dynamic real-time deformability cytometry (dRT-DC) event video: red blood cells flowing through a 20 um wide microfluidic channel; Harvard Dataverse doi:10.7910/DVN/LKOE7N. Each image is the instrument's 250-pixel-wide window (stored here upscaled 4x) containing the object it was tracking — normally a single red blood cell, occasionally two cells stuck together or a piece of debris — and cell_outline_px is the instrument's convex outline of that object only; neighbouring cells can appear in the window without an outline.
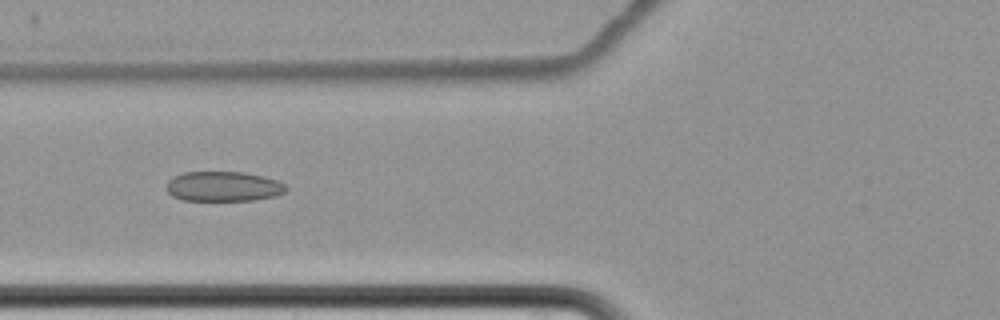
{"species": "common noctule bat (a hibernating species)", "species_latin": "Nyctalus noctula", "temperature_condition": "cold", "stored_images_in_passage": 7, "camera_frame_rate_fps": 3000, "um_per_image_px": 0.085, "animal": {"sex": "female", "body_mass_g": 22.7, "forearm_length_mm": 54.2}, "frame": {"image": 1, "passage_image": 5, "time_ms": 5.0, "image_size_px": [1000, 320], "cell_outline_px": [[288, 188], [284, 192], [276, 196], [252, 200], [184, 200], [172, 196], [168, 192], [168, 180], [172, 176], [184, 172], [244, 172], [264, 176], [276, 180], [284, 184]], "centroid_in_image_um": [18.99, 15.84], "position_along_channel_um": 106.8, "area_um2": 20.81}}
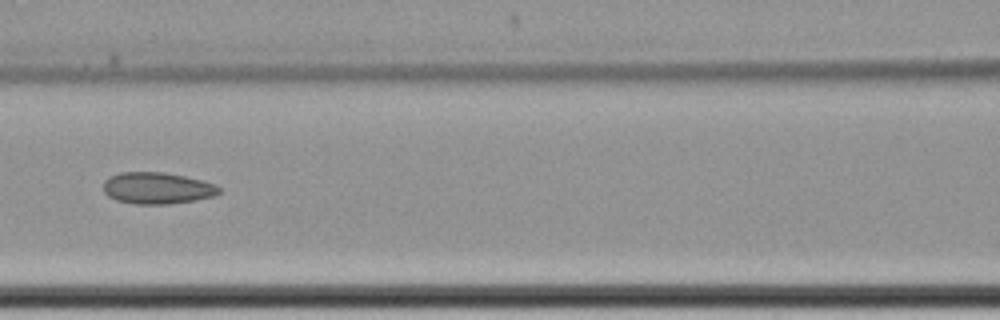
{"frame": {"image": 2, "passage_image": 6, "time_ms": 6.333, "image_size_px": [1000, 320], "cell_outline_px": [[220, 192], [216, 196], [196, 200], [168, 204], [136, 204], [116, 200], [108, 196], [104, 192], [104, 180], [108, 176], [120, 172], [164, 172], [184, 176], [216, 184], [220, 188]], "centroid_in_image_um": [13.36, 15.99], "position_along_channel_um": 153.2, "area_um2": 21.44}}
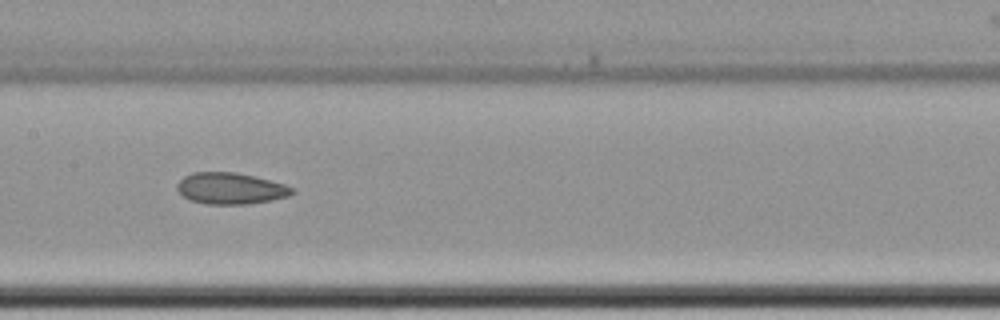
{"frame": {"image": 3, "passage_image": 7, "time_ms": 7.333, "image_size_px": [1000, 320], "cell_outline_px": [[296, 192], [288, 196], [272, 200], [248, 204], [208, 204], [192, 200], [184, 196], [176, 188], [176, 184], [184, 176], [192, 172], [236, 172], [284, 184], [296, 188]], "centroid_in_image_um": [19.62, 16.01], "position_along_channel_um": 187.8, "area_um2": 20.98}}